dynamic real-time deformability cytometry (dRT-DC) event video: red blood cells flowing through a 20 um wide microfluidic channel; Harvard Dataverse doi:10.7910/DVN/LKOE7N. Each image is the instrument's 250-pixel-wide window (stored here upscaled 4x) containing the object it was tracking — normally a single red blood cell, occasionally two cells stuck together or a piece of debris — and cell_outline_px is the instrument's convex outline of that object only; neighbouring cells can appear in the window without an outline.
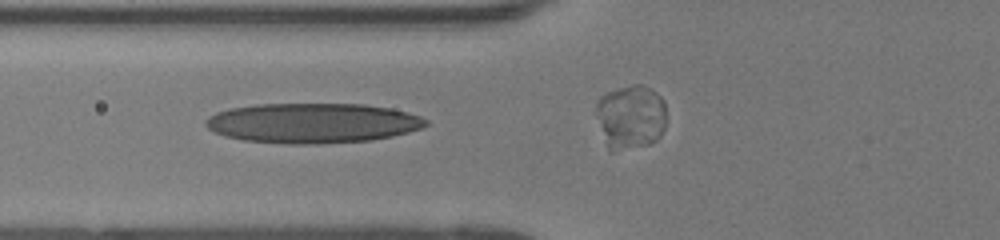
{"species": "human", "species_latin": "Homo sapiens", "temperature_condition": "room temperature", "stored_images_in_passage": 42, "camera_frame_rate_fps": 3000, "um_per_image_px": 0.085, "donor": {"sex": "female"}, "frame": {"image": 1, "passage_image": 22, "time_ms": 7.0, "image_size_px": [1000, 240], "cell_outline_px": [[428, 124], [424, 128], [392, 136], [372, 140], [320, 144], [288, 144], [244, 140], [224, 136], [208, 128], [204, 124], [204, 120], [208, 116], [216, 112], [228, 108], [256, 104], [364, 104], [392, 108], [408, 112], [420, 116], [428, 120]], "centroid_in_image_um": [26.58, 10.46], "position_along_channel_um": 99.2, "area_um2": 51.73}}
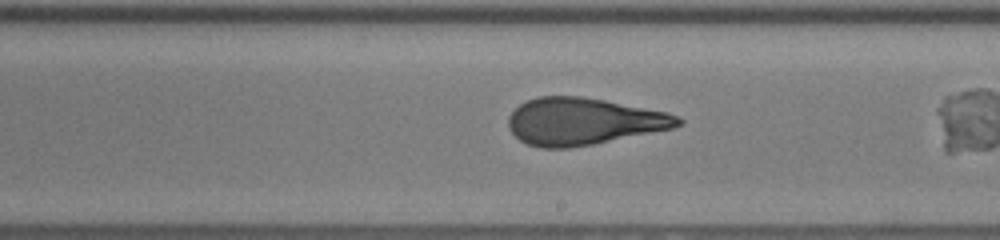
{"frame": {"image": 2, "passage_image": 32, "time_ms": 10.333, "image_size_px": [1000, 240], "cell_outline_px": [[684, 120], [680, 124], [672, 128], [592, 144], [568, 148], [540, 148], [528, 144], [520, 140], [508, 128], [508, 116], [520, 104], [528, 100], [540, 96], [580, 96], [604, 100], [668, 112], [680, 116]], "centroid_in_image_um": [49.57, 10.31], "position_along_channel_um": 239.4, "area_um2": 46.18}}
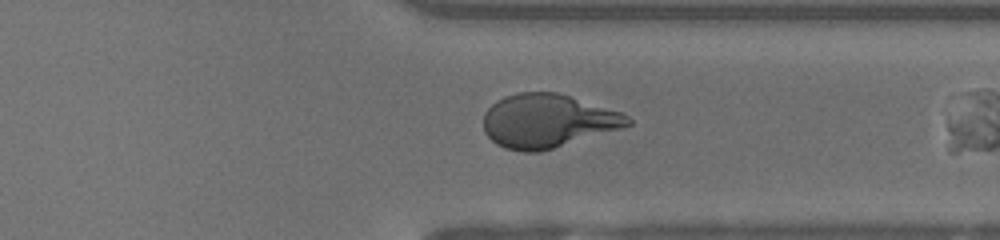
{"frame": {"image": 3, "passage_image": 41, "time_ms": 13.333, "image_size_px": [1000, 240], "cell_outline_px": [[632, 124], [624, 128], [540, 152], [520, 152], [504, 148], [496, 144], [484, 132], [484, 112], [496, 100], [504, 96], [520, 92], [556, 92], [620, 112], [628, 116], [632, 120]], "centroid_in_image_um": [46.53, 10.29], "position_along_channel_um": 364.9, "area_um2": 45.14}}